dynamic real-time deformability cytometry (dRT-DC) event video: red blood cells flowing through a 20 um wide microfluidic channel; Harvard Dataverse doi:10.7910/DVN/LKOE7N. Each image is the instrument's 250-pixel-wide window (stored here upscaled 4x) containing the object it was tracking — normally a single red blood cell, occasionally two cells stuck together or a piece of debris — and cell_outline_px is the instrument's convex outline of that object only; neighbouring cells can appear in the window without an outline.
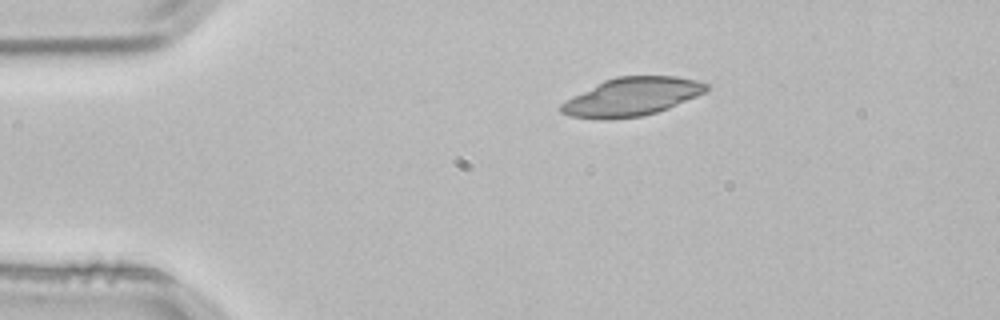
{"species": "common noctule bat (a hibernating species)", "species_latin": "Nyctalus noctula", "temperature_condition": "room temperature", "stored_images_in_passage": 5, "segment_of_instrument_passage": [2, 2], "camera_frame_rate_fps": 3000, "um_per_image_px": 0.085, "animal": {"sex": "male", "body_mass_g": 21.5, "forearm_length_mm": 52.0}, "frame": {"image": 1, "passage_image": 5, "time_ms": 1.333, "image_size_px": [1000, 320], "cell_outline_px": [[708, 88], [704, 92], [696, 96], [668, 108], [656, 112], [640, 116], [612, 120], [600, 120], [572, 116], [560, 112], [560, 104], [572, 96], [604, 80], [616, 76], [676, 76], [696, 80], [708, 84]], "centroid_in_image_um": [53.66, 8.23], "position_along_channel_um": 31.3, "area_um2": 32.31}}